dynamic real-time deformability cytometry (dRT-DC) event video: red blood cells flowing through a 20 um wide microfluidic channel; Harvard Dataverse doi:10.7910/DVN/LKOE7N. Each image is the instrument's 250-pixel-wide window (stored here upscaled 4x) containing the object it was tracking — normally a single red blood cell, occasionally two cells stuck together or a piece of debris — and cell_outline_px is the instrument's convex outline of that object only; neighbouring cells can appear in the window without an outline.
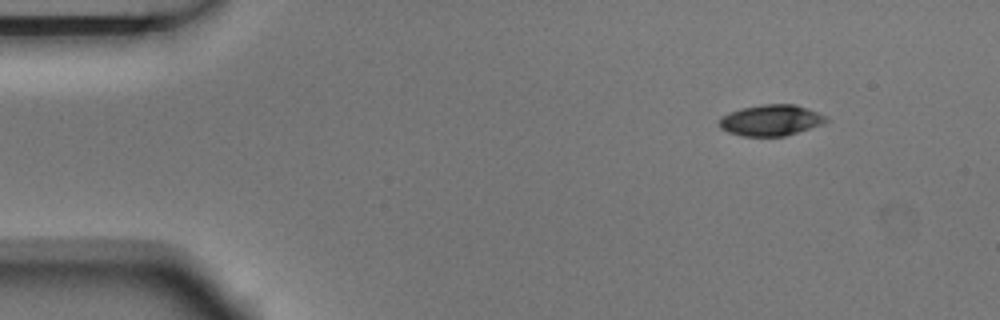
{"species": "Egyptian fruit bat (a non-hibernating species)", "species_latin": "Rousettus aegyptiacus", "temperature_condition": "room temperature", "stored_images_in_passage": 6, "segment_of_instrument_passage": [2, 2], "camera_frame_rate_fps": 3000, "um_per_image_px": 0.085, "animal": {"sex": "male"}, "frame": {"image": 1, "passage_image": 6, "time_ms": 1.667, "image_size_px": [1000, 320], "cell_outline_px": [[828, 120], [820, 124], [784, 136], [740, 136], [728, 132], [720, 128], [716, 124], [720, 116], [740, 108], [760, 104], [796, 104], [828, 116]], "centroid_in_image_um": [65.45, 10.21], "position_along_channel_um": 19.6, "area_um2": 19.42}}